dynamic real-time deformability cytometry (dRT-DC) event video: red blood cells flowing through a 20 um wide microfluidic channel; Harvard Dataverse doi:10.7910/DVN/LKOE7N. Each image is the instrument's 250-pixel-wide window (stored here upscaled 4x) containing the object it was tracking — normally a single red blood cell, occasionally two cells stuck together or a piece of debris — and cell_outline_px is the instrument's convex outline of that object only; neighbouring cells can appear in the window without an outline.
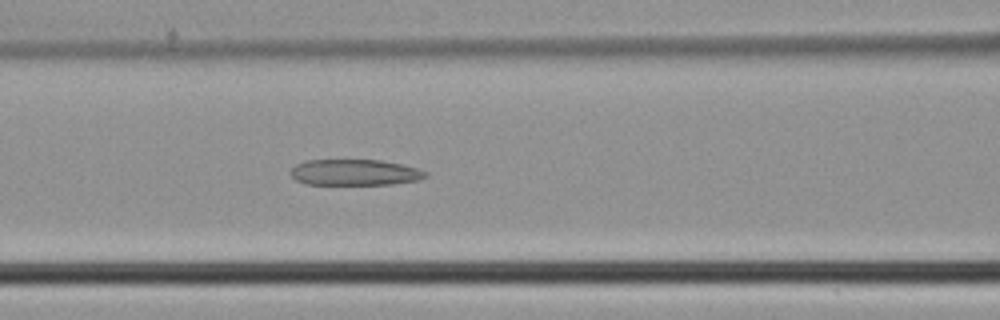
{"species": "common noctule bat (a hibernating species)", "species_latin": "Nyctalus noctula", "temperature_condition": "cold", "stored_images_in_passage": 39, "camera_frame_rate_fps": 3000, "um_per_image_px": 0.085, "animal": {"sex": "male", "body_mass_g": 21.5, "forearm_length_mm": 52.0}, "frame": {"image": 1, "passage_image": 12, "time_ms": 3.667, "image_size_px": [1000, 320], "cell_outline_px": [[428, 176], [420, 180], [392, 184], [304, 184], [296, 180], [288, 172], [296, 164], [304, 160], [380, 160], [400, 164], [416, 168], [428, 172]], "centroid_in_image_um": [30.14, 14.65], "position_along_channel_um": 136.5, "area_um2": 20.52}}
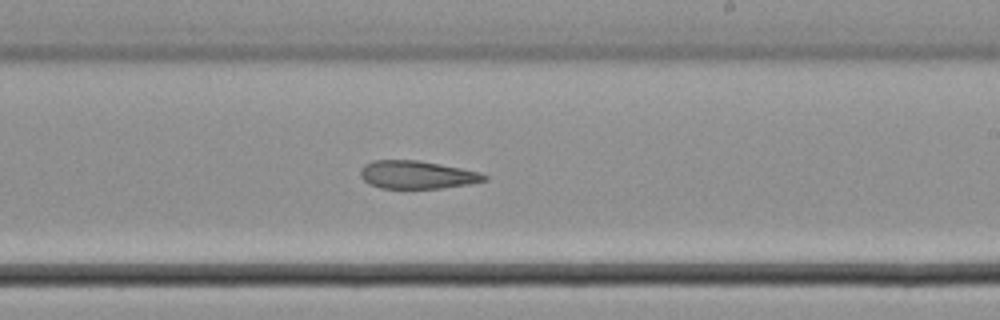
{"frame": {"image": 2, "passage_image": 20, "time_ms": 6.333, "image_size_px": [1000, 320], "cell_outline_px": [[488, 180], [468, 184], [440, 188], [380, 188], [368, 184], [360, 176], [360, 172], [364, 164], [372, 160], [420, 160], [480, 172], [488, 176]], "centroid_in_image_um": [35.43, 14.85], "position_along_channel_um": 253.6, "area_um2": 20.23}}
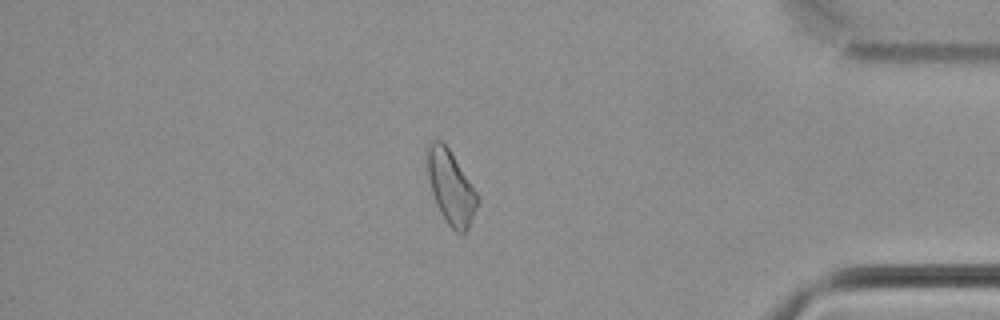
{"frame": {"image": 3, "passage_image": 32, "time_ms": 10.333, "image_size_px": [1000, 320], "cell_outline_px": [[480, 200], [468, 228], [464, 236], [460, 236], [448, 224], [440, 212], [436, 204], [432, 192], [428, 176], [424, 156], [428, 144], [432, 140], [440, 140], [448, 148], [480, 196]], "centroid_in_image_um": [38.31, 15.93], "position_along_channel_um": 396.9, "area_um2": 21.85}}